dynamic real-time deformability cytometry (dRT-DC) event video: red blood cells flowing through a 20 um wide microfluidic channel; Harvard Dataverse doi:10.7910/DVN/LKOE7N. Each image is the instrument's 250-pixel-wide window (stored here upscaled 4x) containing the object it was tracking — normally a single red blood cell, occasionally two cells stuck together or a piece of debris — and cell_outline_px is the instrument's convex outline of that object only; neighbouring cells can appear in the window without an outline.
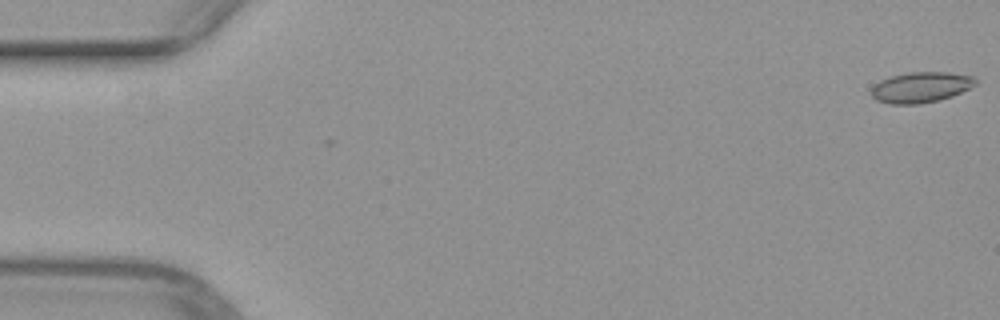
{"species": "common noctule bat (a hibernating species)", "species_latin": "Nyctalus noctula", "temperature_condition": "warm", "stored_images_in_passage": 49, "camera_frame_rate_fps": 3000, "um_per_image_px": 0.085, "animal": {"sex": "female", "body_mass_g": 29.2, "forearm_length_mm": 56.3}, "frame": {"image": 1, "passage_image": 1, "time_ms": 0.0, "image_size_px": [1000, 320], "cell_outline_px": [[976, 84], [952, 96], [940, 100], [920, 104], [888, 104], [876, 100], [872, 96], [872, 88], [880, 80], [892, 76], [908, 72], [948, 72], [972, 76], [976, 80]], "centroid_in_image_um": [78.25, 7.42], "position_along_channel_um": 6.7, "area_um2": 18.5}}
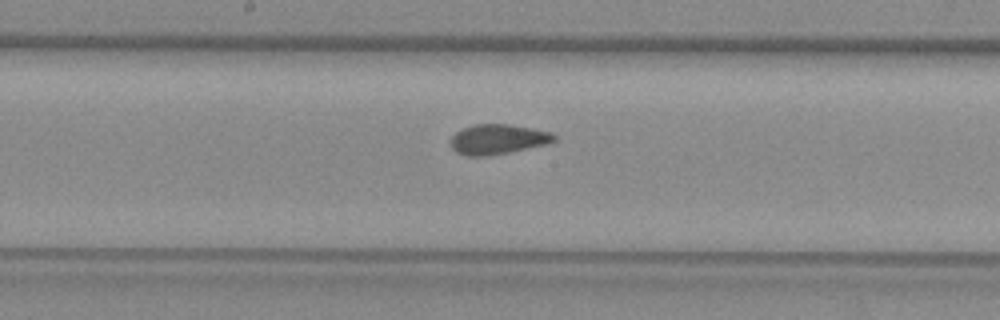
{"frame": {"image": 2, "passage_image": 27, "time_ms": 8.667, "image_size_px": [1000, 320], "cell_outline_px": [[556, 140], [548, 144], [488, 156], [468, 156], [456, 152], [452, 148], [452, 136], [456, 132], [472, 124], [508, 124], [552, 132], [556, 136]], "centroid_in_image_um": [42.33, 11.83], "position_along_channel_um": 205.9, "area_um2": 17.98}}
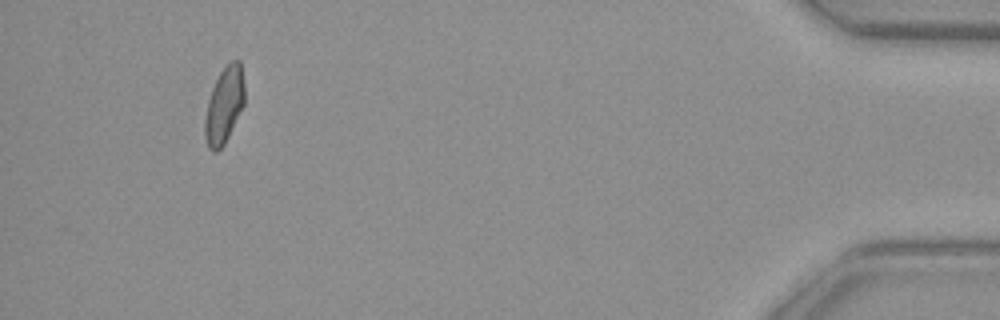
{"frame": {"image": 3, "passage_image": 48, "time_ms": 15.667, "image_size_px": [1000, 320], "cell_outline_px": [[244, 104], [224, 144], [216, 152], [212, 152], [208, 148], [204, 136], [204, 120], [208, 100], [212, 88], [220, 72], [232, 60], [240, 60], [244, 84]], "centroid_in_image_um": [19.04, 8.96], "position_along_channel_um": 416.2, "area_um2": 17.51}}